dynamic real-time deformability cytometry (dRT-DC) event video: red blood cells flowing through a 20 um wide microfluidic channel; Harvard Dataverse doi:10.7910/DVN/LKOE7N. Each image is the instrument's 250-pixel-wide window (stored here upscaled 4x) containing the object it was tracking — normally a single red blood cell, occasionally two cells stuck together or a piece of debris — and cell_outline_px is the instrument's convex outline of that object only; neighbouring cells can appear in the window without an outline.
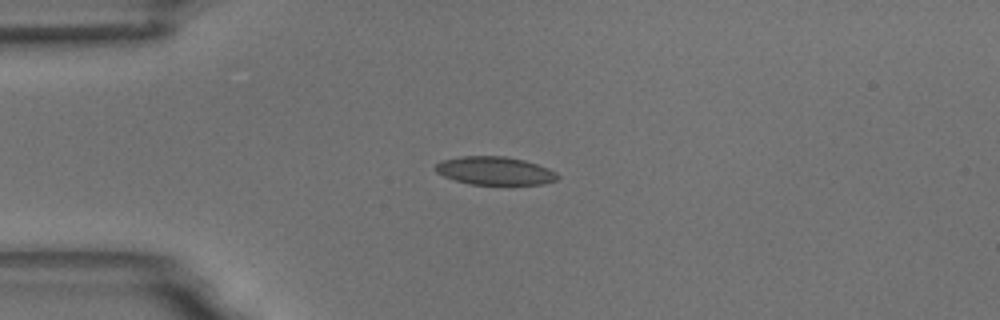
{"species": "common noctule bat (a hibernating species)", "species_latin": "Nyctalus noctula", "temperature_condition": "room temperature", "stored_images_in_passage": 45, "camera_frame_rate_fps": 3000, "um_per_image_px": 0.085, "animal": {"sex": "male", "body_mass_g": 18.8}, "frame": {"image": 1, "passage_image": 1, "time_ms": 0.0, "image_size_px": [1000, 320], "cell_outline_px": [[560, 176], [556, 180], [544, 184], [512, 188], [468, 184], [444, 176], [436, 172], [432, 168], [436, 164], [444, 160], [460, 156], [504, 156], [524, 160], [548, 168], [556, 172]], "centroid_in_image_um": [42.11, 14.58], "position_along_channel_um": 42.9, "area_um2": 21.1}}
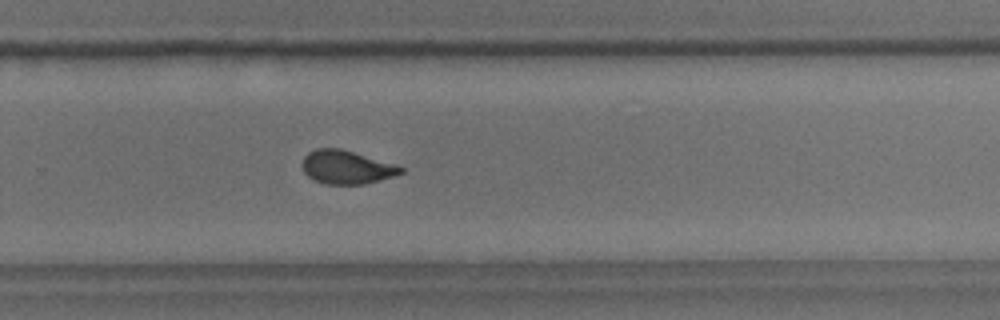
{"frame": {"image": 2, "passage_image": 25, "time_ms": 8.0, "image_size_px": [1000, 320], "cell_outline_px": [[404, 172], [392, 176], [364, 184], [324, 184], [308, 176], [304, 172], [304, 156], [308, 152], [316, 148], [340, 148], [400, 164], [404, 168]], "centroid_in_image_um": [29.51, 14.19], "position_along_channel_um": 300.3, "area_um2": 19.31}}
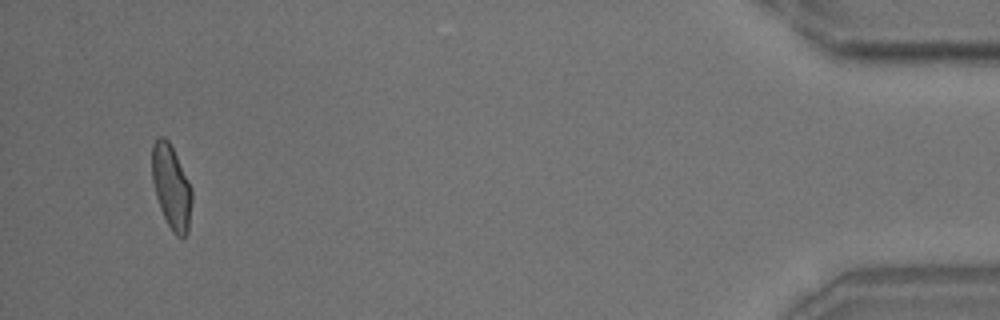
{"frame": {"image": 3, "passage_image": 42, "time_ms": 13.667, "image_size_px": [1000, 320], "cell_outline_px": [[192, 200], [188, 232], [184, 236], [176, 236], [172, 232], [160, 208], [156, 196], [152, 180], [152, 144], [156, 136], [164, 136], [168, 140], [192, 188]], "centroid_in_image_um": [14.55, 15.87], "position_along_channel_um": 420.6, "area_um2": 19.42}, "authors_computed_cell_mechanics": {"area_um2": 19.7676, "velocity_mm_per_s": 3.4799, "shape_relaxation_time_tau1_ms": 5.4574, "shape_relaxation_time_tau2_ms": 1.1188, "deformation_change_tau1": 0.1455, "deformation_change_tau2": 0.0565}}